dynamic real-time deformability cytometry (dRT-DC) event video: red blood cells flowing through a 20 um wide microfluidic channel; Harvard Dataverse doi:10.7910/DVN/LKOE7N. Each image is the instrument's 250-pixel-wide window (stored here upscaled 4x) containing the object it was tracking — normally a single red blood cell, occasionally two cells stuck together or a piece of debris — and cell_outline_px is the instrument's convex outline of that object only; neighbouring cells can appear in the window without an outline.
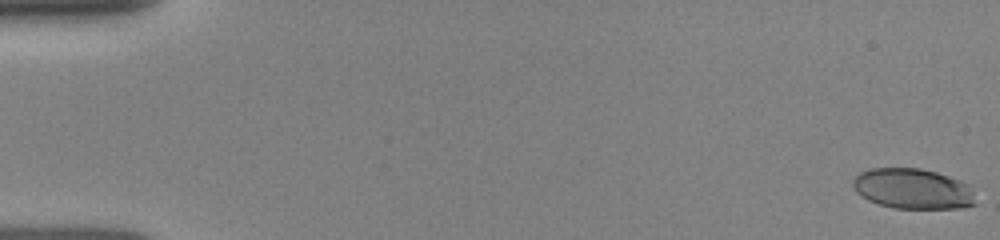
{"species": "human", "species_latin": "Homo sapiens", "temperature_condition": "room temperature", "stored_images_in_passage": 35, "camera_frame_rate_fps": 3000, "um_per_image_px": 0.085, "donor": {"sex": "female"}, "frame": {"image": 1, "passage_image": 1, "time_ms": 0.0, "image_size_px": [1000, 240], "cell_outline_px": [[976, 204], [960, 208], [896, 208], [880, 204], [868, 200], [856, 192], [852, 184], [852, 180], [860, 172], [868, 168], [920, 168], [936, 172], [960, 180], [968, 184], [972, 192]], "centroid_in_image_um": [77.57, 16.03], "position_along_channel_um": 7.4, "area_um2": 28.78}}
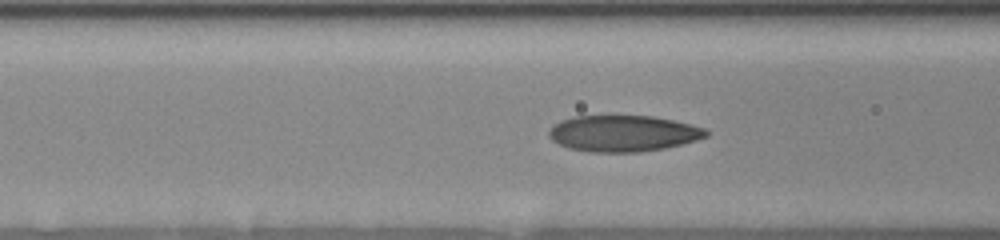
{"frame": {"image": 2, "passage_image": 31, "time_ms": 6.333, "image_size_px": [1000, 240], "cell_outline_px": [[708, 136], [696, 140], [664, 148], [640, 152], [592, 152], [568, 148], [552, 140], [548, 136], [548, 132], [560, 120], [572, 116], [608, 112], [652, 116], [692, 124], [704, 128], [708, 132]], "centroid_in_image_um": [52.93, 11.28], "position_along_channel_um": 113.7, "area_um2": 34.22}}
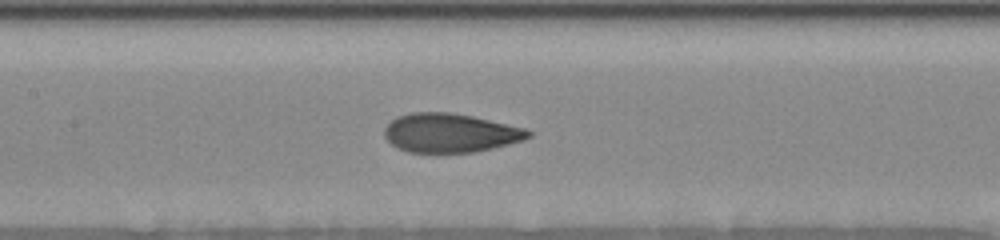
{"frame": {"image": 3, "passage_image": 35, "time_ms": 7.667, "image_size_px": [1000, 240], "cell_outline_px": [[532, 136], [520, 140], [472, 152], [408, 152], [392, 144], [384, 136], [384, 128], [396, 116], [412, 112], [448, 112], [472, 116], [524, 128], [532, 132]], "centroid_in_image_um": [38.21, 11.28], "position_along_channel_um": 169.2, "area_um2": 32.08}}